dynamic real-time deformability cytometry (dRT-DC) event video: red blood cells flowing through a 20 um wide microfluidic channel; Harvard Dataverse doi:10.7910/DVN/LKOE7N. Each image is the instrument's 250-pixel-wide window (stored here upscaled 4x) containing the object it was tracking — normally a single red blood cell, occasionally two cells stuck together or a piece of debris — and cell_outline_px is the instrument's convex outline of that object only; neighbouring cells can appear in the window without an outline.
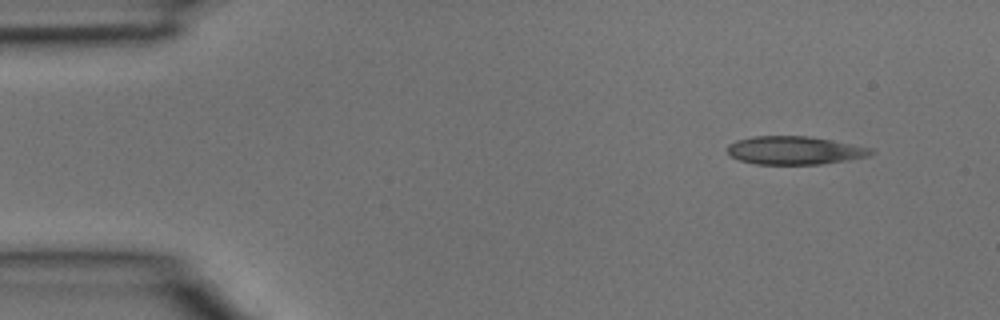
{"species": "common noctule bat (a hibernating species)", "species_latin": "Nyctalus noctula", "temperature_condition": "room temperature", "stored_images_in_passage": 3, "camera_frame_rate_fps": 3000, "um_per_image_px": 0.085, "animal": {"sex": "male", "body_mass_g": 15.6}, "frame": {"image": 1, "passage_image": 1, "time_ms": 0.0, "image_size_px": [1000, 320], "cell_outline_px": [[872, 152], [868, 156], [848, 160], [820, 164], [756, 164], [740, 160], [732, 156], [728, 152], [728, 144], [736, 140], [752, 136], [808, 136], [832, 140], [872, 148]], "centroid_in_image_um": [67.53, 12.78], "position_along_channel_um": 17.5, "area_um2": 23.47}}
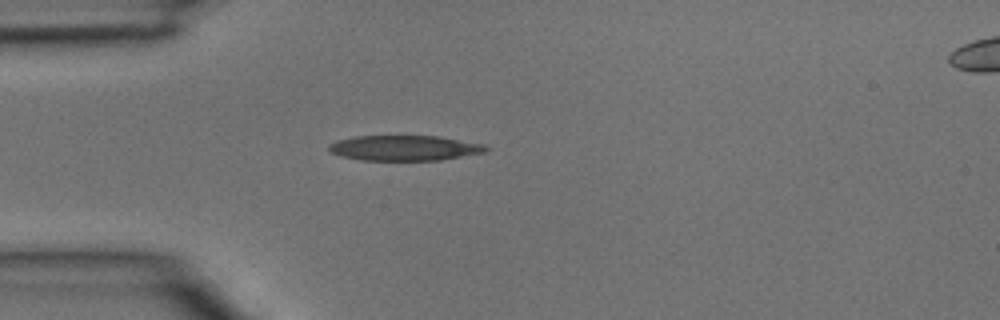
{"frame": {"image": 2, "passage_image": 3, "time_ms": 0.667, "image_size_px": [1000, 320], "cell_outline_px": [[488, 148], [484, 152], [440, 160], [360, 160], [340, 156], [332, 152], [328, 148], [328, 144], [336, 140], [356, 136], [440, 136], [484, 144]], "centroid_in_image_um": [34.35, 12.57], "position_along_channel_um": 50.7, "area_um2": 23.06}}